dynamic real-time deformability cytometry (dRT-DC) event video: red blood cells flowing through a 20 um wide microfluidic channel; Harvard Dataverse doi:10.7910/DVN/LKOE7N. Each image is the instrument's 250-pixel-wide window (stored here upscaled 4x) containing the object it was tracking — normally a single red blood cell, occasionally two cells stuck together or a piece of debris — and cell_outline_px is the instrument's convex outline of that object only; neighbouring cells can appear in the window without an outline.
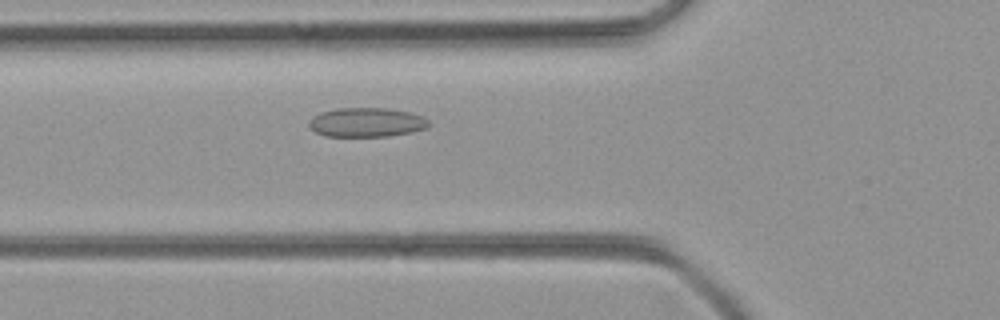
{"species": "common noctule bat (a hibernating species)", "species_latin": "Nyctalus noctula", "temperature_condition": "room temperature", "stored_images_in_passage": 45, "camera_frame_rate_fps": 3000, "um_per_image_px": 0.085, "animal": {"sex": "female", "body_mass_g": 21.9}, "frame": {"image": 1, "passage_image": 14, "time_ms": 4.333, "image_size_px": [1000, 320], "cell_outline_px": [[428, 128], [388, 136], [324, 136], [316, 132], [308, 124], [308, 120], [312, 116], [320, 112], [336, 108], [388, 108], [408, 112], [420, 116], [428, 120]], "centroid_in_image_um": [31.1, 10.39], "position_along_channel_um": 94.7, "area_um2": 20.29}}
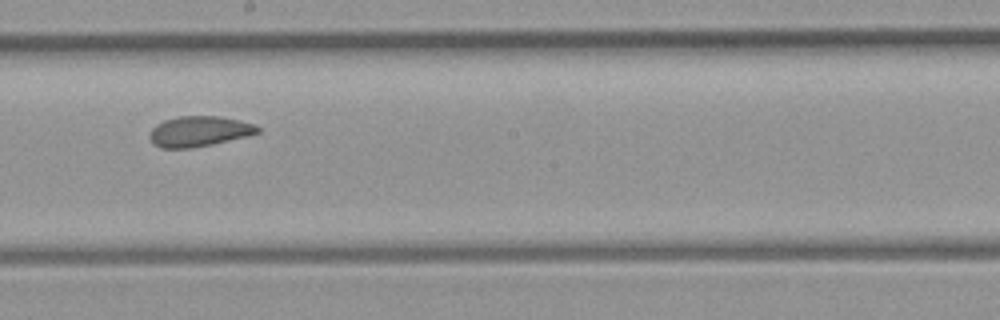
{"frame": {"image": 2, "passage_image": 24, "time_ms": 7.667, "image_size_px": [1000, 320], "cell_outline_px": [[260, 132], [248, 136], [212, 144], [192, 148], [160, 148], [152, 144], [148, 136], [152, 128], [156, 124], [164, 120], [180, 116], [220, 116], [240, 120], [256, 124], [260, 128]], "centroid_in_image_um": [16.92, 11.16], "position_along_channel_um": 231.3, "area_um2": 19.36}}
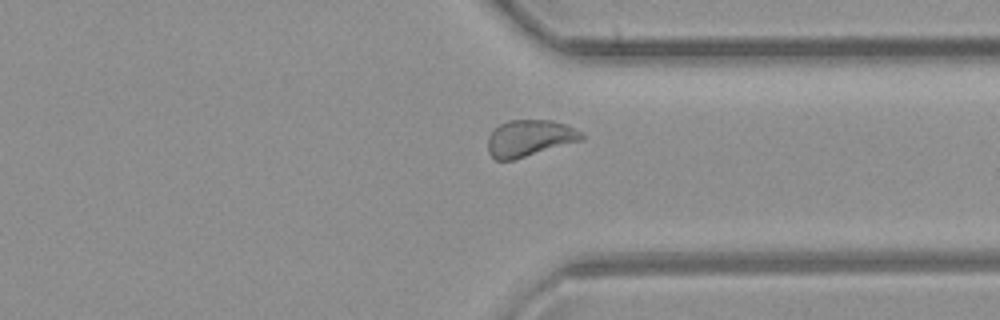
{"frame": {"image": 3, "passage_image": 34, "time_ms": 11.0, "image_size_px": [1000, 320], "cell_outline_px": [[584, 140], [512, 160], [496, 160], [488, 152], [488, 136], [500, 124], [508, 120], [552, 120], [564, 124], [584, 132]], "centroid_in_image_um": [45.04, 11.74], "position_along_channel_um": 366.4, "area_um2": 20.0}}